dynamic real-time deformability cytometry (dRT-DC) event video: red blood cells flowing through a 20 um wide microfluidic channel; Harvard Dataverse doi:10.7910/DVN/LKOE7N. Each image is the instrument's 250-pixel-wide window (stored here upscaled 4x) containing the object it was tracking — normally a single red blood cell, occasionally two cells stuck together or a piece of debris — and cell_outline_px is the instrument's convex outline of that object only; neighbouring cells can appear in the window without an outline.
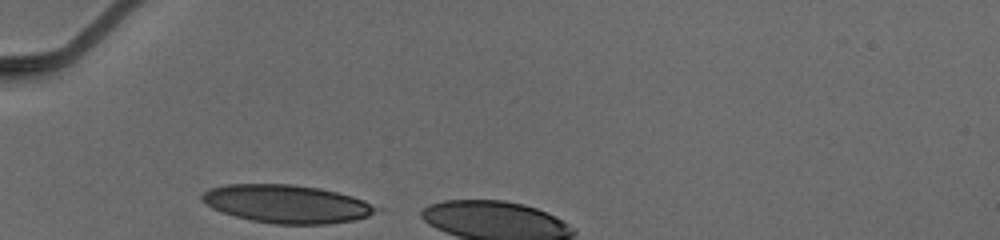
{"species": "human", "species_latin": "Homo sapiens", "temperature_condition": "cold", "stored_images_in_passage": 5, "camera_frame_rate_fps": 3000, "um_per_image_px": 0.085, "donor": {"sex": "male"}, "frame": {"image": 1, "passage_image": 1, "time_ms": 0.0, "image_size_px": [1000, 240], "cell_outline_px": [[384, 208], [368, 216], [356, 220], [324, 224], [272, 224], [252, 220], [220, 212], [204, 204], [200, 200], [200, 196], [204, 192], [212, 188], [224, 184], [292, 184], [320, 188], [352, 196], [364, 200]], "centroid_in_image_um": [24.39, 17.33], "position_along_channel_um": 60.6, "area_um2": 39.02}}